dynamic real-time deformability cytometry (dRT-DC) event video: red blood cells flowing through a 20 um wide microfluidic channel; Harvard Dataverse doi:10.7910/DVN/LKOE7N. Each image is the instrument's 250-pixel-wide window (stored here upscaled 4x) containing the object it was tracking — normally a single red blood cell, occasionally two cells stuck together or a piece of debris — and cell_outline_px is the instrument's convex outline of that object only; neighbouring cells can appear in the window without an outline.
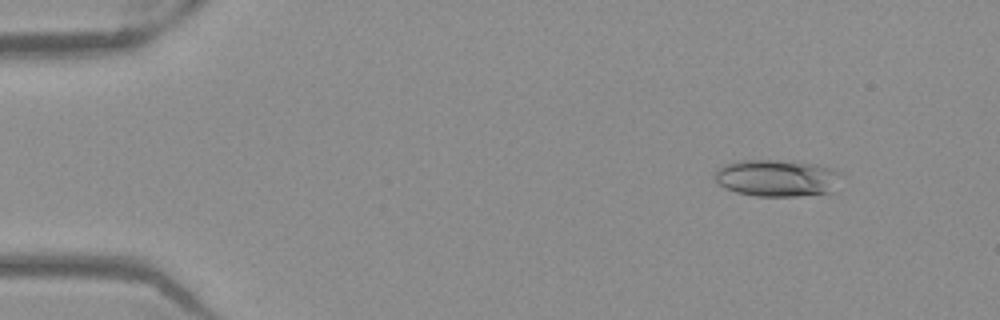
{"species": "Egyptian fruit bat (a non-hibernating species)", "species_latin": "Rousettus aegyptiacus", "temperature_condition": "warm", "stored_images_in_passage": 48, "camera_frame_rate_fps": 3000, "um_per_image_px": 0.085, "frame": {"image": 1, "passage_image": 2, "time_ms": 0.333, "image_size_px": [1000, 320], "cell_outline_px": [[844, 176], [832, 192], [796, 196], [756, 196], [736, 192], [724, 188], [716, 180], [716, 168], [724, 164], [740, 160], [796, 160], [816, 164], [832, 168], [840, 172]], "centroid_in_image_um": [66.09, 15.11], "position_along_channel_um": 18.9, "area_um2": 27.69}}
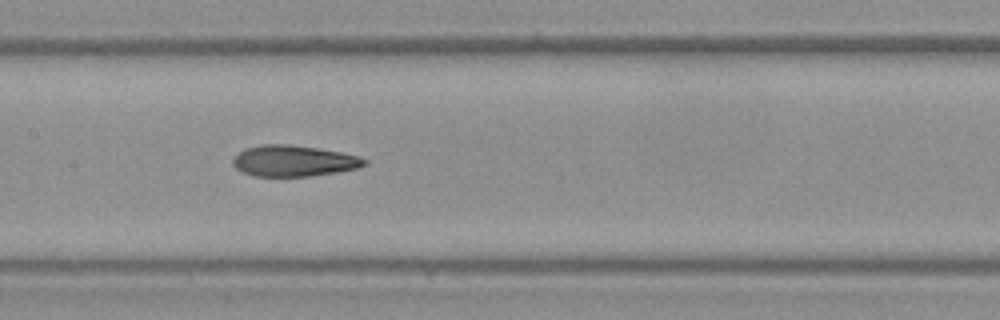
{"frame": {"image": 2, "passage_image": 22, "time_ms": 7.0, "image_size_px": [1000, 320], "cell_outline_px": [[368, 164], [356, 168], [336, 172], [308, 176], [252, 176], [236, 168], [232, 164], [232, 160], [244, 148], [260, 144], [288, 144], [316, 148], [340, 152], [360, 156], [368, 160]], "centroid_in_image_um": [24.96, 13.67], "position_along_channel_um": 182.4, "area_um2": 23.76}}
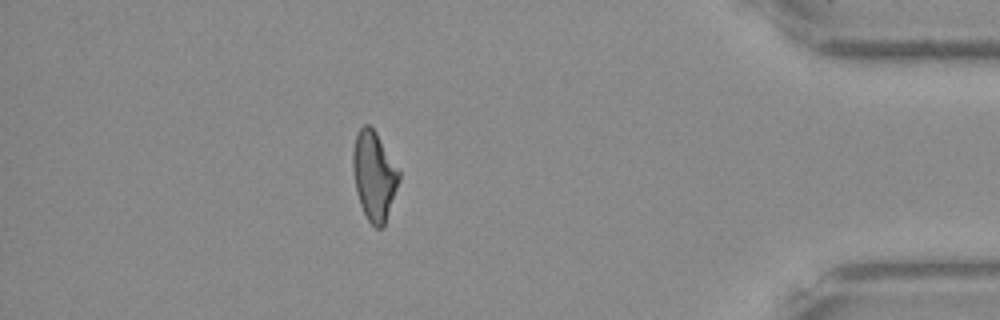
{"frame": {"image": 3, "passage_image": 42, "time_ms": 13.667, "image_size_px": [1000, 320], "cell_outline_px": [[400, 180], [384, 224], [380, 228], [376, 228], [368, 220], [360, 204], [356, 192], [352, 168], [352, 152], [356, 136], [360, 128], [364, 124], [368, 124], [376, 132], [400, 172]], "centroid_in_image_um": [31.78, 14.92], "position_along_channel_um": 403.4, "area_um2": 23.64}, "authors_computed_cell_mechanics": {"area_um2": 24.1893, "velocity_mm_per_s": 3.9374, "shape_relaxation_time_tau1_ms": null, "shape_relaxation_time_tau2_ms": 2.8854, "deformation_change_tau1": null, "deformation_change_tau2": 0.1273}}